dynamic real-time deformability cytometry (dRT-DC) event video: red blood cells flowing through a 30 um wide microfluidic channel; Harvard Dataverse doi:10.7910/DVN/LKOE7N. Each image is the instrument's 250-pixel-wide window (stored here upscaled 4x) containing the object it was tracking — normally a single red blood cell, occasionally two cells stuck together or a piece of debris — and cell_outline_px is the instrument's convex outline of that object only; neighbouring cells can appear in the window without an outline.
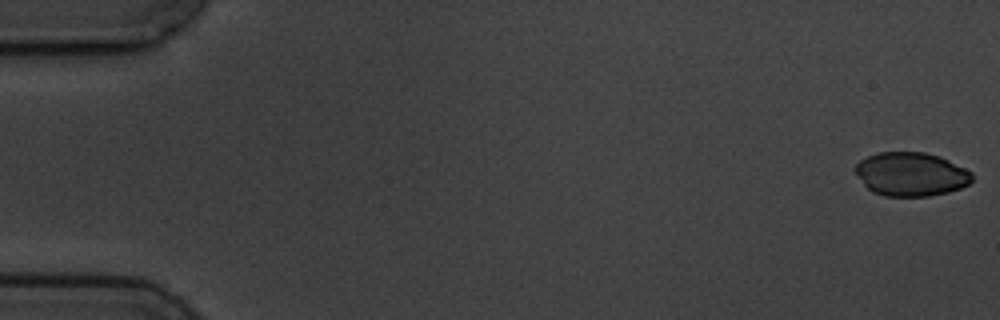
{"species": "common noctule bat (a hibernating species)", "species_latin": "Nyctalus noctula", "temperature_condition": "cold", "stored_images_in_passage": 10, "camera_frame_rate_fps": 3000, "um_per_image_px": 0.085, "animal": {"sex": "male", "body_mass_g": 19.5, "forearm_length_mm": 54.6}, "frame": {"image": 1, "passage_image": 1, "time_ms": 0.0, "image_size_px": [1000, 320], "cell_outline_px": [[972, 180], [968, 184], [960, 188], [948, 192], [928, 196], [884, 196], [872, 192], [864, 184], [856, 172], [856, 164], [860, 160], [868, 156], [880, 152], [924, 152], [940, 156], [972, 172]], "centroid_in_image_um": [77.44, 14.8], "position_along_channel_um": 7.6, "area_um2": 29.59}}